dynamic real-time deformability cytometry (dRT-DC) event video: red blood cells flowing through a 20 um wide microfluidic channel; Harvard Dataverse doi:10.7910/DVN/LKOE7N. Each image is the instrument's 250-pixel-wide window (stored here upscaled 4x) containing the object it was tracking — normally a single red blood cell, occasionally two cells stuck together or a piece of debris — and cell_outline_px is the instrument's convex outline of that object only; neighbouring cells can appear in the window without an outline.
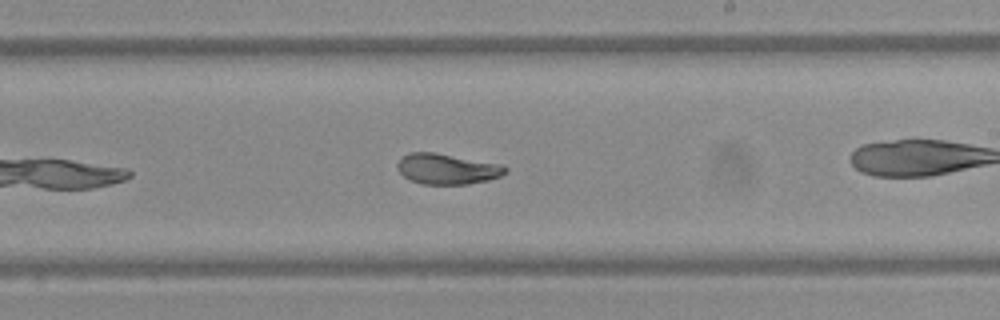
{"species": "Egyptian fruit bat (a non-hibernating species)", "species_latin": "Rousettus aegyptiacus", "temperature_condition": "warm", "stored_images_in_passage": 45, "camera_frame_rate_fps": 3000, "um_per_image_px": 0.085, "frame": {"image": 1, "passage_image": 20, "time_ms": 6.333, "image_size_px": [1000, 320], "cell_outline_px": [[508, 172], [500, 176], [488, 180], [468, 184], [424, 184], [412, 180], [404, 176], [396, 168], [396, 164], [408, 152], [436, 152], [504, 164], [508, 168]], "centroid_in_image_um": [38.05, 14.34], "position_along_channel_um": 250.9, "area_um2": 19.42}}